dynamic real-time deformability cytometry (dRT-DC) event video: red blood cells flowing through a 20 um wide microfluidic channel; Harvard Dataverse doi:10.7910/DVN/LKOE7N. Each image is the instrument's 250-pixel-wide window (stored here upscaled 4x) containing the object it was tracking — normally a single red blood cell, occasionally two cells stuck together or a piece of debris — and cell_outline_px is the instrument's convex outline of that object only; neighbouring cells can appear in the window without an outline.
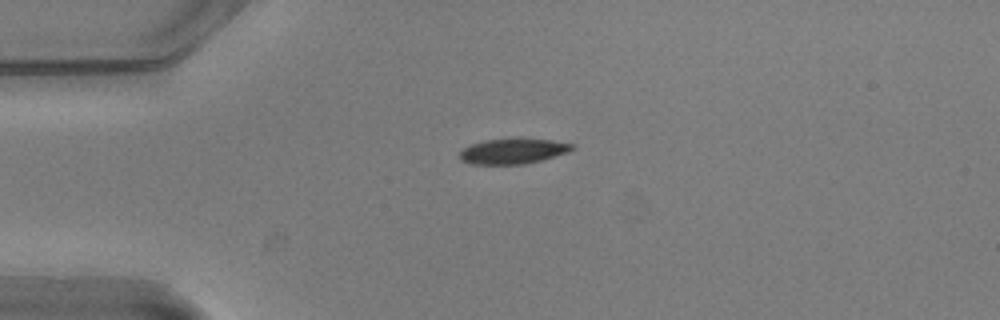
{"species": "common noctule bat (a hibernating species)", "species_latin": "Nyctalus noctula", "temperature_condition": "warm", "stored_images_in_passage": 28, "camera_frame_rate_fps": 3000, "um_per_image_px": 0.085, "animal": {"sex": "male", "body_mass_g": 20.5, "forearm_length_mm": 52.5}, "frame": {"image": 1, "passage_image": 1, "time_ms": 0.0, "image_size_px": [1000, 320], "cell_outline_px": [[576, 148], [568, 152], [540, 160], [524, 164], [472, 164], [460, 160], [460, 152], [464, 148], [472, 144], [484, 140], [552, 140], [576, 144]], "centroid_in_image_um": [43.63, 12.87], "position_along_channel_um": 41.4, "area_um2": 16.13}}
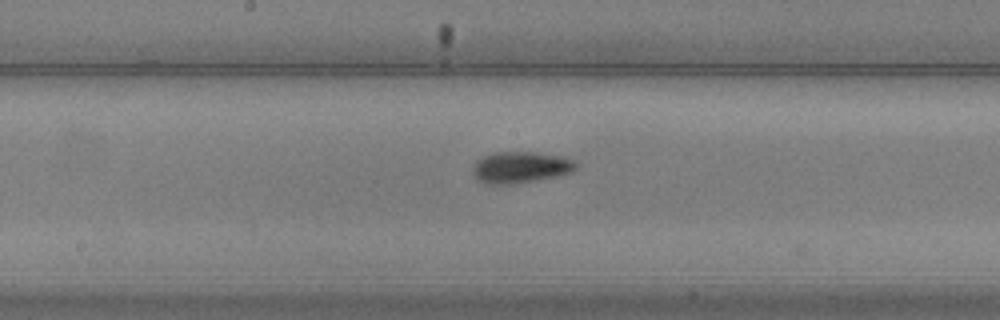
{"frame": {"image": 2, "passage_image": 16, "time_ms": 5.0, "image_size_px": [1000, 320], "cell_outline_px": [[576, 168], [572, 172], [556, 176], [512, 184], [492, 184], [476, 180], [472, 172], [472, 168], [476, 160], [492, 152], [532, 152], [560, 156], [572, 160], [576, 164]], "centroid_in_image_um": [44.19, 14.22], "position_along_channel_um": 204.0, "area_um2": 18.73}}
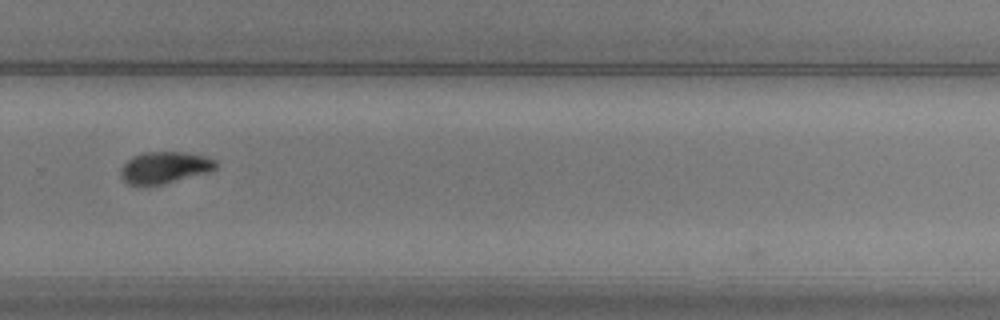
{"frame": {"image": 3, "passage_image": 25, "time_ms": 8.0, "image_size_px": [1000, 320], "cell_outline_px": [[216, 168], [204, 172], [160, 184], [140, 188], [136, 188], [128, 184], [120, 176], [120, 168], [132, 156], [144, 152], [180, 152], [204, 156], [216, 160]], "centroid_in_image_um": [13.87, 14.26], "position_along_channel_um": 315.9, "area_um2": 17.46}}